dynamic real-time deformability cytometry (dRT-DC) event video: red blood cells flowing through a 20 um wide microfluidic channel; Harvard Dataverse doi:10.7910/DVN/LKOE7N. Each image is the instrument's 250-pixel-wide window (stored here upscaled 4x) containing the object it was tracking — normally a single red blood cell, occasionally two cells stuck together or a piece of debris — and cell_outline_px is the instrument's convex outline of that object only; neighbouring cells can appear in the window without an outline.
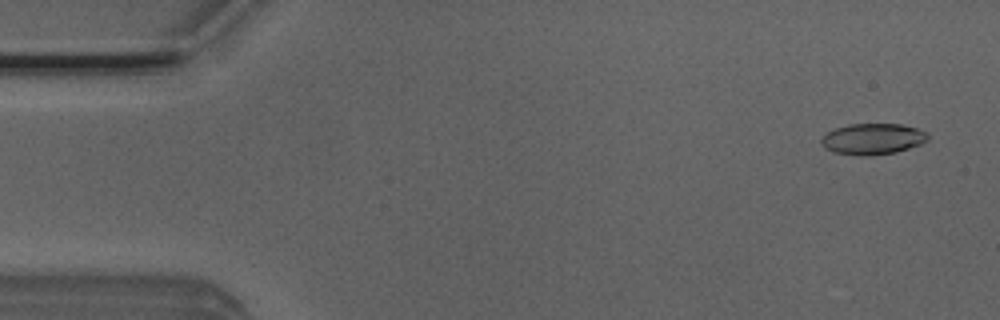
{"species": "Egyptian fruit bat (a non-hibernating species)", "species_latin": "Rousettus aegyptiacus", "temperature_condition": "room temperature", "stored_images_in_passage": 9, "camera_frame_rate_fps": 3000, "um_per_image_px": 0.085, "animal": {"sex": "male"}, "frame": {"image": 1, "passage_image": 1, "time_ms": 0.0, "image_size_px": [1000, 320], "cell_outline_px": [[928, 140], [920, 144], [896, 152], [872, 156], [856, 156], [832, 152], [824, 148], [820, 144], [820, 140], [828, 132], [836, 128], [848, 124], [900, 124], [916, 128], [928, 132]], "centroid_in_image_um": [74.16, 11.82], "position_along_channel_um": 10.8, "area_um2": 19.48}}
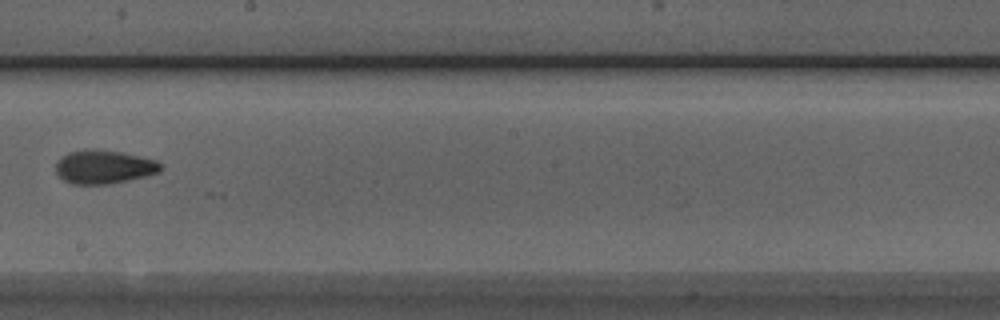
{"frame": {"image": 2, "passage_image": 9, "time_ms": 2.667, "image_size_px": [1000, 320], "cell_outline_px": [[164, 168], [160, 172], [128, 180], [108, 184], [72, 184], [64, 180], [56, 172], [56, 160], [60, 156], [68, 152], [84, 148], [120, 152], [156, 160]], "centroid_in_image_um": [8.8, 14.18], "position_along_channel_um": 239.4, "area_um2": 20.58}}